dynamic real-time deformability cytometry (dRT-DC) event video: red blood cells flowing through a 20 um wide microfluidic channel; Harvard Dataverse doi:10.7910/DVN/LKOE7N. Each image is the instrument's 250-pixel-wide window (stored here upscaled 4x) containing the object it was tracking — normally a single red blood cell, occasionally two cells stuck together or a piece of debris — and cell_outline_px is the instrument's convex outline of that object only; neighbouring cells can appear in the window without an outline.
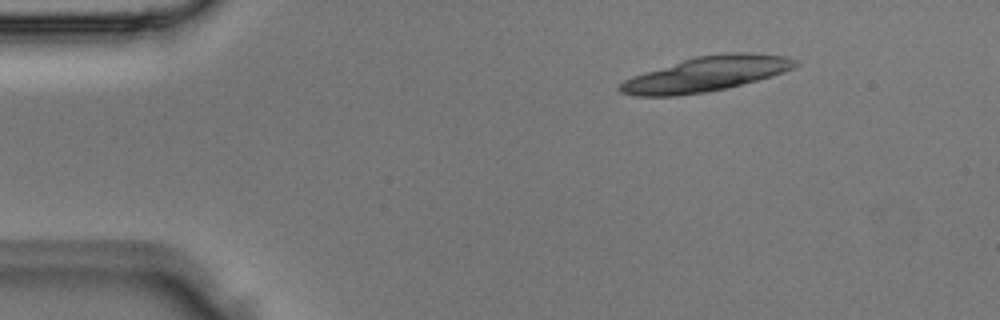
{"species": "Egyptian fruit bat (a non-hibernating species)", "species_latin": "Rousettus aegyptiacus", "temperature_condition": "room temperature", "stored_images_in_passage": 1, "camera_frame_rate_fps": 3000, "um_per_image_px": 0.085, "animal": {"sex": "male"}, "frame": {"image": 1, "passage_image": 1, "time_ms": 0.0, "image_size_px": [1000, 320], "cell_outline_px": [[800, 64], [792, 68], [756, 80], [708, 92], [676, 96], [632, 96], [620, 92], [616, 88], [624, 80], [632, 76], [644, 72], [696, 56], [724, 52], [752, 52], [788, 56], [796, 60]], "centroid_in_image_um": [59.99, 6.28], "position_along_channel_um": 25.0, "area_um2": 35.43}}